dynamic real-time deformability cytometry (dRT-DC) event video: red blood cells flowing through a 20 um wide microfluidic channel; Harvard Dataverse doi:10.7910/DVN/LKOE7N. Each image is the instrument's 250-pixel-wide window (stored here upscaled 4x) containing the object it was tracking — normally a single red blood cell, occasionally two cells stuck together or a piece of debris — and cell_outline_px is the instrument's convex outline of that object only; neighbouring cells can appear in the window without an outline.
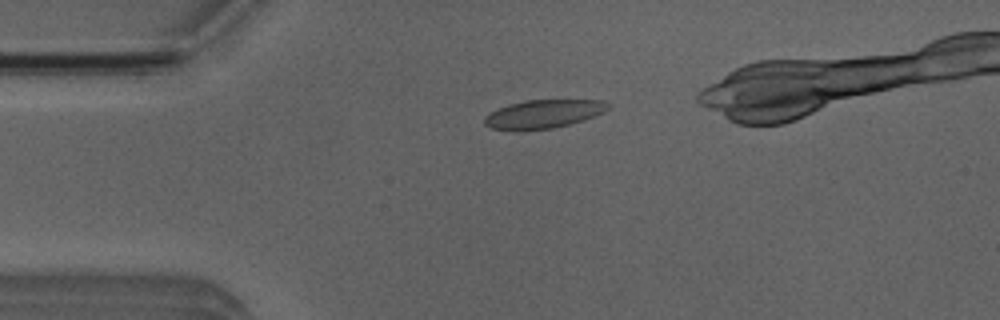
{"species": "Egyptian fruit bat (a non-hibernating species)", "species_latin": "Rousettus aegyptiacus", "temperature_condition": "room temperature", "stored_images_in_passage": 39, "camera_frame_rate_fps": 3000, "um_per_image_px": 0.085, "animal": {"sex": "male"}, "frame": {"image": 1, "passage_image": 6, "time_ms": 1.667, "image_size_px": [1000, 320], "cell_outline_px": [[608, 108], [604, 112], [568, 124], [552, 128], [492, 128], [484, 124], [484, 116], [508, 104], [524, 100], [604, 100], [608, 104]], "centroid_in_image_um": [46.21, 9.64], "position_along_channel_um": 38.8, "area_um2": 19.59}}
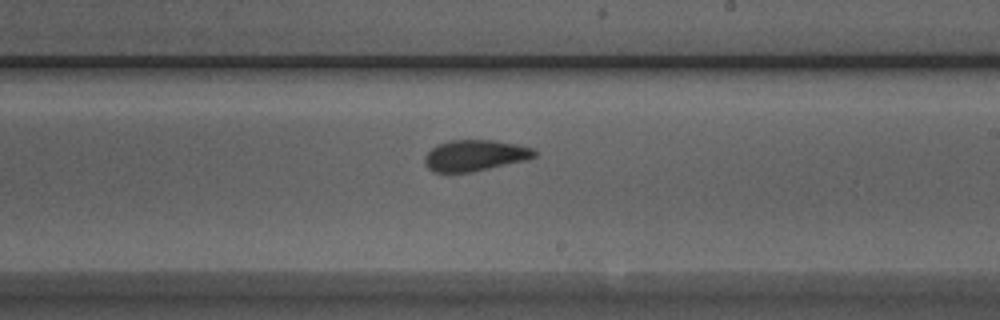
{"frame": {"image": 2, "passage_image": 24, "time_ms": 7.667, "image_size_px": [1000, 320], "cell_outline_px": [[536, 156], [524, 160], [472, 172], [432, 172], [424, 164], [424, 156], [436, 144], [448, 140], [492, 140], [516, 144], [532, 148], [536, 152]], "centroid_in_image_um": [40.31, 13.21], "position_along_channel_um": 248.7, "area_um2": 19.83}}
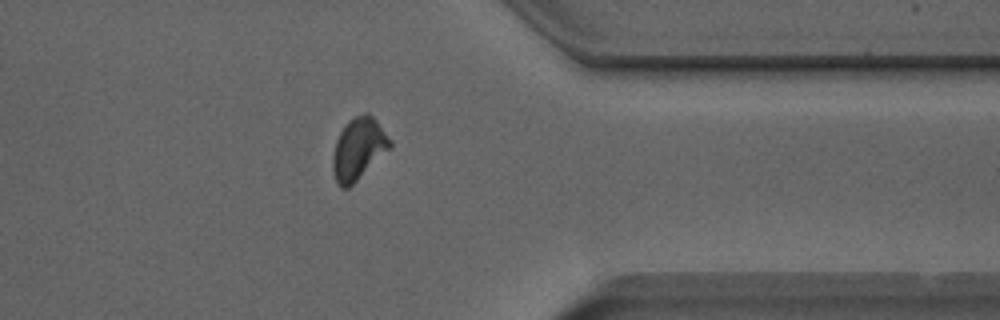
{"frame": {"image": 3, "passage_image": 35, "time_ms": 11.333, "image_size_px": [1000, 320], "cell_outline_px": [[392, 148], [348, 188], [340, 188], [336, 184], [332, 168], [332, 156], [336, 140], [344, 124], [348, 120], [364, 112], [368, 112], [376, 120], [392, 140]], "centroid_in_image_um": [30.47, 12.65], "position_along_channel_um": 380.9, "area_um2": 20.92}, "authors_computed_cell_mechanics": {"area_um2": 20.23, "velocity_mm_per_s": 3.9431, "shape_relaxation_time_tau1_ms": 3.6585, "shape_relaxation_time_tau2_ms": 1.2711, "deformation_change_tau1": 0.1053, "deformation_change_tau2": 0.0585}}